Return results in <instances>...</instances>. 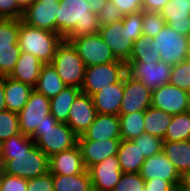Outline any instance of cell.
Segmentation results:
<instances>
[{
  "label": "cell",
  "mask_w": 190,
  "mask_h": 191,
  "mask_svg": "<svg viewBox=\"0 0 190 191\" xmlns=\"http://www.w3.org/2000/svg\"><path fill=\"white\" fill-rule=\"evenodd\" d=\"M56 17V33L65 41L99 33L97 15L89 11L85 0H60Z\"/></svg>",
  "instance_id": "1"
},
{
  "label": "cell",
  "mask_w": 190,
  "mask_h": 191,
  "mask_svg": "<svg viewBox=\"0 0 190 191\" xmlns=\"http://www.w3.org/2000/svg\"><path fill=\"white\" fill-rule=\"evenodd\" d=\"M49 157L34 144L27 152L0 154L2 172L26 180L49 172Z\"/></svg>",
  "instance_id": "2"
},
{
  "label": "cell",
  "mask_w": 190,
  "mask_h": 191,
  "mask_svg": "<svg viewBox=\"0 0 190 191\" xmlns=\"http://www.w3.org/2000/svg\"><path fill=\"white\" fill-rule=\"evenodd\" d=\"M63 40L58 33L29 26L20 19L18 45L21 52L36 56L43 64L52 62Z\"/></svg>",
  "instance_id": "3"
},
{
  "label": "cell",
  "mask_w": 190,
  "mask_h": 191,
  "mask_svg": "<svg viewBox=\"0 0 190 191\" xmlns=\"http://www.w3.org/2000/svg\"><path fill=\"white\" fill-rule=\"evenodd\" d=\"M30 137L48 157L72 148L77 144L78 138L67 123L58 122L51 113L49 120L37 127Z\"/></svg>",
  "instance_id": "4"
},
{
  "label": "cell",
  "mask_w": 190,
  "mask_h": 191,
  "mask_svg": "<svg viewBox=\"0 0 190 191\" xmlns=\"http://www.w3.org/2000/svg\"><path fill=\"white\" fill-rule=\"evenodd\" d=\"M51 65L66 86L81 88L86 66L70 42L63 40L57 47Z\"/></svg>",
  "instance_id": "5"
},
{
  "label": "cell",
  "mask_w": 190,
  "mask_h": 191,
  "mask_svg": "<svg viewBox=\"0 0 190 191\" xmlns=\"http://www.w3.org/2000/svg\"><path fill=\"white\" fill-rule=\"evenodd\" d=\"M127 74V64L113 61L97 66H87L81 86V93L92 96L96 92L119 82Z\"/></svg>",
  "instance_id": "6"
},
{
  "label": "cell",
  "mask_w": 190,
  "mask_h": 191,
  "mask_svg": "<svg viewBox=\"0 0 190 191\" xmlns=\"http://www.w3.org/2000/svg\"><path fill=\"white\" fill-rule=\"evenodd\" d=\"M20 19L0 18V76H9L21 54L18 45Z\"/></svg>",
  "instance_id": "7"
},
{
  "label": "cell",
  "mask_w": 190,
  "mask_h": 191,
  "mask_svg": "<svg viewBox=\"0 0 190 191\" xmlns=\"http://www.w3.org/2000/svg\"><path fill=\"white\" fill-rule=\"evenodd\" d=\"M187 37L167 24L151 40L152 52L160 53V60L170 65L187 60Z\"/></svg>",
  "instance_id": "8"
},
{
  "label": "cell",
  "mask_w": 190,
  "mask_h": 191,
  "mask_svg": "<svg viewBox=\"0 0 190 191\" xmlns=\"http://www.w3.org/2000/svg\"><path fill=\"white\" fill-rule=\"evenodd\" d=\"M68 42L76 49L86 67L119 61L99 33L70 38Z\"/></svg>",
  "instance_id": "9"
},
{
  "label": "cell",
  "mask_w": 190,
  "mask_h": 191,
  "mask_svg": "<svg viewBox=\"0 0 190 191\" xmlns=\"http://www.w3.org/2000/svg\"><path fill=\"white\" fill-rule=\"evenodd\" d=\"M49 114L50 99L34 89L25 106L18 113L20 132L30 137L37 127L49 120Z\"/></svg>",
  "instance_id": "10"
},
{
  "label": "cell",
  "mask_w": 190,
  "mask_h": 191,
  "mask_svg": "<svg viewBox=\"0 0 190 191\" xmlns=\"http://www.w3.org/2000/svg\"><path fill=\"white\" fill-rule=\"evenodd\" d=\"M127 74L151 91L169 84L172 65L164 62H127Z\"/></svg>",
  "instance_id": "11"
},
{
  "label": "cell",
  "mask_w": 190,
  "mask_h": 191,
  "mask_svg": "<svg viewBox=\"0 0 190 191\" xmlns=\"http://www.w3.org/2000/svg\"><path fill=\"white\" fill-rule=\"evenodd\" d=\"M190 93L173 85L167 84L152 90L151 106L171 115L189 111Z\"/></svg>",
  "instance_id": "12"
},
{
  "label": "cell",
  "mask_w": 190,
  "mask_h": 191,
  "mask_svg": "<svg viewBox=\"0 0 190 191\" xmlns=\"http://www.w3.org/2000/svg\"><path fill=\"white\" fill-rule=\"evenodd\" d=\"M99 34L103 41L112 50L114 57L127 63L131 57L133 41L122 20L100 27Z\"/></svg>",
  "instance_id": "13"
},
{
  "label": "cell",
  "mask_w": 190,
  "mask_h": 191,
  "mask_svg": "<svg viewBox=\"0 0 190 191\" xmlns=\"http://www.w3.org/2000/svg\"><path fill=\"white\" fill-rule=\"evenodd\" d=\"M151 99L152 91L126 74L124 76V93L119 115L145 111L151 106Z\"/></svg>",
  "instance_id": "14"
},
{
  "label": "cell",
  "mask_w": 190,
  "mask_h": 191,
  "mask_svg": "<svg viewBox=\"0 0 190 191\" xmlns=\"http://www.w3.org/2000/svg\"><path fill=\"white\" fill-rule=\"evenodd\" d=\"M87 171L93 191H113L123 174L117 155L105 158L100 163L90 166Z\"/></svg>",
  "instance_id": "15"
},
{
  "label": "cell",
  "mask_w": 190,
  "mask_h": 191,
  "mask_svg": "<svg viewBox=\"0 0 190 191\" xmlns=\"http://www.w3.org/2000/svg\"><path fill=\"white\" fill-rule=\"evenodd\" d=\"M120 143L121 139L95 141L86 139L83 135L78 136L77 144L81 150L86 170L109 156L117 155Z\"/></svg>",
  "instance_id": "16"
},
{
  "label": "cell",
  "mask_w": 190,
  "mask_h": 191,
  "mask_svg": "<svg viewBox=\"0 0 190 191\" xmlns=\"http://www.w3.org/2000/svg\"><path fill=\"white\" fill-rule=\"evenodd\" d=\"M139 173L144 180L158 177L169 181L174 187L182 184V176L163 151L146 158Z\"/></svg>",
  "instance_id": "17"
},
{
  "label": "cell",
  "mask_w": 190,
  "mask_h": 191,
  "mask_svg": "<svg viewBox=\"0 0 190 191\" xmlns=\"http://www.w3.org/2000/svg\"><path fill=\"white\" fill-rule=\"evenodd\" d=\"M96 115L92 96L80 93L71 105L66 123L77 136H80L89 128Z\"/></svg>",
  "instance_id": "18"
},
{
  "label": "cell",
  "mask_w": 190,
  "mask_h": 191,
  "mask_svg": "<svg viewBox=\"0 0 190 191\" xmlns=\"http://www.w3.org/2000/svg\"><path fill=\"white\" fill-rule=\"evenodd\" d=\"M58 3L49 4L35 0L22 16V21L32 27L56 33Z\"/></svg>",
  "instance_id": "19"
},
{
  "label": "cell",
  "mask_w": 190,
  "mask_h": 191,
  "mask_svg": "<svg viewBox=\"0 0 190 191\" xmlns=\"http://www.w3.org/2000/svg\"><path fill=\"white\" fill-rule=\"evenodd\" d=\"M48 165L52 175H77L86 170L78 144L49 157Z\"/></svg>",
  "instance_id": "20"
},
{
  "label": "cell",
  "mask_w": 190,
  "mask_h": 191,
  "mask_svg": "<svg viewBox=\"0 0 190 191\" xmlns=\"http://www.w3.org/2000/svg\"><path fill=\"white\" fill-rule=\"evenodd\" d=\"M160 14L181 35H190V0H169Z\"/></svg>",
  "instance_id": "21"
},
{
  "label": "cell",
  "mask_w": 190,
  "mask_h": 191,
  "mask_svg": "<svg viewBox=\"0 0 190 191\" xmlns=\"http://www.w3.org/2000/svg\"><path fill=\"white\" fill-rule=\"evenodd\" d=\"M124 93V77L92 95L94 107L99 114L119 115Z\"/></svg>",
  "instance_id": "22"
},
{
  "label": "cell",
  "mask_w": 190,
  "mask_h": 191,
  "mask_svg": "<svg viewBox=\"0 0 190 191\" xmlns=\"http://www.w3.org/2000/svg\"><path fill=\"white\" fill-rule=\"evenodd\" d=\"M89 140L121 139L119 116L99 114L82 134Z\"/></svg>",
  "instance_id": "23"
},
{
  "label": "cell",
  "mask_w": 190,
  "mask_h": 191,
  "mask_svg": "<svg viewBox=\"0 0 190 191\" xmlns=\"http://www.w3.org/2000/svg\"><path fill=\"white\" fill-rule=\"evenodd\" d=\"M43 63L30 53L21 52L9 77L35 88Z\"/></svg>",
  "instance_id": "24"
},
{
  "label": "cell",
  "mask_w": 190,
  "mask_h": 191,
  "mask_svg": "<svg viewBox=\"0 0 190 191\" xmlns=\"http://www.w3.org/2000/svg\"><path fill=\"white\" fill-rule=\"evenodd\" d=\"M34 90L30 85L17 81L9 76H4V93L6 109L19 113L25 106L30 93Z\"/></svg>",
  "instance_id": "25"
},
{
  "label": "cell",
  "mask_w": 190,
  "mask_h": 191,
  "mask_svg": "<svg viewBox=\"0 0 190 191\" xmlns=\"http://www.w3.org/2000/svg\"><path fill=\"white\" fill-rule=\"evenodd\" d=\"M162 151L182 177L190 172V140L163 141Z\"/></svg>",
  "instance_id": "26"
},
{
  "label": "cell",
  "mask_w": 190,
  "mask_h": 191,
  "mask_svg": "<svg viewBox=\"0 0 190 191\" xmlns=\"http://www.w3.org/2000/svg\"><path fill=\"white\" fill-rule=\"evenodd\" d=\"M117 158L123 173H139L146 159L132 140H121Z\"/></svg>",
  "instance_id": "27"
},
{
  "label": "cell",
  "mask_w": 190,
  "mask_h": 191,
  "mask_svg": "<svg viewBox=\"0 0 190 191\" xmlns=\"http://www.w3.org/2000/svg\"><path fill=\"white\" fill-rule=\"evenodd\" d=\"M65 87H67L62 79L58 76L57 70L51 63L43 64L40 70L38 82L35 90L51 99L57 96Z\"/></svg>",
  "instance_id": "28"
},
{
  "label": "cell",
  "mask_w": 190,
  "mask_h": 191,
  "mask_svg": "<svg viewBox=\"0 0 190 191\" xmlns=\"http://www.w3.org/2000/svg\"><path fill=\"white\" fill-rule=\"evenodd\" d=\"M81 93V89L73 86L65 87L57 96L50 99V113L58 121L66 123L71 105Z\"/></svg>",
  "instance_id": "29"
},
{
  "label": "cell",
  "mask_w": 190,
  "mask_h": 191,
  "mask_svg": "<svg viewBox=\"0 0 190 191\" xmlns=\"http://www.w3.org/2000/svg\"><path fill=\"white\" fill-rule=\"evenodd\" d=\"M173 115L150 106L144 111L145 133L163 139Z\"/></svg>",
  "instance_id": "30"
},
{
  "label": "cell",
  "mask_w": 190,
  "mask_h": 191,
  "mask_svg": "<svg viewBox=\"0 0 190 191\" xmlns=\"http://www.w3.org/2000/svg\"><path fill=\"white\" fill-rule=\"evenodd\" d=\"M55 191H93L88 171L77 175H52Z\"/></svg>",
  "instance_id": "31"
},
{
  "label": "cell",
  "mask_w": 190,
  "mask_h": 191,
  "mask_svg": "<svg viewBox=\"0 0 190 191\" xmlns=\"http://www.w3.org/2000/svg\"><path fill=\"white\" fill-rule=\"evenodd\" d=\"M120 120L121 140H133L145 133L144 111L118 115Z\"/></svg>",
  "instance_id": "32"
},
{
  "label": "cell",
  "mask_w": 190,
  "mask_h": 191,
  "mask_svg": "<svg viewBox=\"0 0 190 191\" xmlns=\"http://www.w3.org/2000/svg\"><path fill=\"white\" fill-rule=\"evenodd\" d=\"M190 140V111L173 115L163 141Z\"/></svg>",
  "instance_id": "33"
},
{
  "label": "cell",
  "mask_w": 190,
  "mask_h": 191,
  "mask_svg": "<svg viewBox=\"0 0 190 191\" xmlns=\"http://www.w3.org/2000/svg\"><path fill=\"white\" fill-rule=\"evenodd\" d=\"M152 37L142 34L133 42L131 57L128 62H158L160 61V53L152 52Z\"/></svg>",
  "instance_id": "34"
},
{
  "label": "cell",
  "mask_w": 190,
  "mask_h": 191,
  "mask_svg": "<svg viewBox=\"0 0 190 191\" xmlns=\"http://www.w3.org/2000/svg\"><path fill=\"white\" fill-rule=\"evenodd\" d=\"M35 144L34 140L22 133L9 137L0 144V154H19L27 152Z\"/></svg>",
  "instance_id": "35"
},
{
  "label": "cell",
  "mask_w": 190,
  "mask_h": 191,
  "mask_svg": "<svg viewBox=\"0 0 190 191\" xmlns=\"http://www.w3.org/2000/svg\"><path fill=\"white\" fill-rule=\"evenodd\" d=\"M21 133L18 113L7 109L0 111V144L9 137Z\"/></svg>",
  "instance_id": "36"
},
{
  "label": "cell",
  "mask_w": 190,
  "mask_h": 191,
  "mask_svg": "<svg viewBox=\"0 0 190 191\" xmlns=\"http://www.w3.org/2000/svg\"><path fill=\"white\" fill-rule=\"evenodd\" d=\"M170 85L178 87L190 93V61L185 60L179 64L172 65Z\"/></svg>",
  "instance_id": "37"
},
{
  "label": "cell",
  "mask_w": 190,
  "mask_h": 191,
  "mask_svg": "<svg viewBox=\"0 0 190 191\" xmlns=\"http://www.w3.org/2000/svg\"><path fill=\"white\" fill-rule=\"evenodd\" d=\"M139 148L145 158H150L154 154L162 152L163 139L152 136L148 133L140 134L132 140Z\"/></svg>",
  "instance_id": "38"
},
{
  "label": "cell",
  "mask_w": 190,
  "mask_h": 191,
  "mask_svg": "<svg viewBox=\"0 0 190 191\" xmlns=\"http://www.w3.org/2000/svg\"><path fill=\"white\" fill-rule=\"evenodd\" d=\"M142 25V34L154 38L158 35L166 23L160 12L143 11Z\"/></svg>",
  "instance_id": "39"
},
{
  "label": "cell",
  "mask_w": 190,
  "mask_h": 191,
  "mask_svg": "<svg viewBox=\"0 0 190 191\" xmlns=\"http://www.w3.org/2000/svg\"><path fill=\"white\" fill-rule=\"evenodd\" d=\"M140 173H123L113 191H146Z\"/></svg>",
  "instance_id": "40"
},
{
  "label": "cell",
  "mask_w": 190,
  "mask_h": 191,
  "mask_svg": "<svg viewBox=\"0 0 190 191\" xmlns=\"http://www.w3.org/2000/svg\"><path fill=\"white\" fill-rule=\"evenodd\" d=\"M123 19L124 15L122 14V12L110 0L97 14V20L100 27L112 24L113 22H117Z\"/></svg>",
  "instance_id": "41"
},
{
  "label": "cell",
  "mask_w": 190,
  "mask_h": 191,
  "mask_svg": "<svg viewBox=\"0 0 190 191\" xmlns=\"http://www.w3.org/2000/svg\"><path fill=\"white\" fill-rule=\"evenodd\" d=\"M143 11L125 15L122 20L123 26L128 30L131 40L134 42L142 35Z\"/></svg>",
  "instance_id": "42"
},
{
  "label": "cell",
  "mask_w": 190,
  "mask_h": 191,
  "mask_svg": "<svg viewBox=\"0 0 190 191\" xmlns=\"http://www.w3.org/2000/svg\"><path fill=\"white\" fill-rule=\"evenodd\" d=\"M0 191H27V180L2 172L0 177Z\"/></svg>",
  "instance_id": "43"
},
{
  "label": "cell",
  "mask_w": 190,
  "mask_h": 191,
  "mask_svg": "<svg viewBox=\"0 0 190 191\" xmlns=\"http://www.w3.org/2000/svg\"><path fill=\"white\" fill-rule=\"evenodd\" d=\"M27 191H55L51 173L27 180Z\"/></svg>",
  "instance_id": "44"
},
{
  "label": "cell",
  "mask_w": 190,
  "mask_h": 191,
  "mask_svg": "<svg viewBox=\"0 0 190 191\" xmlns=\"http://www.w3.org/2000/svg\"><path fill=\"white\" fill-rule=\"evenodd\" d=\"M23 11L18 7L16 0H0L1 19H21Z\"/></svg>",
  "instance_id": "45"
},
{
  "label": "cell",
  "mask_w": 190,
  "mask_h": 191,
  "mask_svg": "<svg viewBox=\"0 0 190 191\" xmlns=\"http://www.w3.org/2000/svg\"><path fill=\"white\" fill-rule=\"evenodd\" d=\"M122 12L129 15L131 13L143 11L142 0H110Z\"/></svg>",
  "instance_id": "46"
},
{
  "label": "cell",
  "mask_w": 190,
  "mask_h": 191,
  "mask_svg": "<svg viewBox=\"0 0 190 191\" xmlns=\"http://www.w3.org/2000/svg\"><path fill=\"white\" fill-rule=\"evenodd\" d=\"M174 186L166 180L160 178H153L145 180L144 189L146 191H174Z\"/></svg>",
  "instance_id": "47"
},
{
  "label": "cell",
  "mask_w": 190,
  "mask_h": 191,
  "mask_svg": "<svg viewBox=\"0 0 190 191\" xmlns=\"http://www.w3.org/2000/svg\"><path fill=\"white\" fill-rule=\"evenodd\" d=\"M169 0H142L143 11L161 12Z\"/></svg>",
  "instance_id": "48"
},
{
  "label": "cell",
  "mask_w": 190,
  "mask_h": 191,
  "mask_svg": "<svg viewBox=\"0 0 190 191\" xmlns=\"http://www.w3.org/2000/svg\"><path fill=\"white\" fill-rule=\"evenodd\" d=\"M89 6V11L98 14L109 0H85Z\"/></svg>",
  "instance_id": "49"
},
{
  "label": "cell",
  "mask_w": 190,
  "mask_h": 191,
  "mask_svg": "<svg viewBox=\"0 0 190 191\" xmlns=\"http://www.w3.org/2000/svg\"><path fill=\"white\" fill-rule=\"evenodd\" d=\"M5 109L4 76H0V111Z\"/></svg>",
  "instance_id": "50"
},
{
  "label": "cell",
  "mask_w": 190,
  "mask_h": 191,
  "mask_svg": "<svg viewBox=\"0 0 190 191\" xmlns=\"http://www.w3.org/2000/svg\"><path fill=\"white\" fill-rule=\"evenodd\" d=\"M35 0H16L18 7L24 12Z\"/></svg>",
  "instance_id": "51"
},
{
  "label": "cell",
  "mask_w": 190,
  "mask_h": 191,
  "mask_svg": "<svg viewBox=\"0 0 190 191\" xmlns=\"http://www.w3.org/2000/svg\"><path fill=\"white\" fill-rule=\"evenodd\" d=\"M181 185L190 191V172L186 173L182 177V184Z\"/></svg>",
  "instance_id": "52"
},
{
  "label": "cell",
  "mask_w": 190,
  "mask_h": 191,
  "mask_svg": "<svg viewBox=\"0 0 190 191\" xmlns=\"http://www.w3.org/2000/svg\"><path fill=\"white\" fill-rule=\"evenodd\" d=\"M187 60L190 61V35L187 37Z\"/></svg>",
  "instance_id": "53"
},
{
  "label": "cell",
  "mask_w": 190,
  "mask_h": 191,
  "mask_svg": "<svg viewBox=\"0 0 190 191\" xmlns=\"http://www.w3.org/2000/svg\"><path fill=\"white\" fill-rule=\"evenodd\" d=\"M174 191H189L184 186L179 185L174 188Z\"/></svg>",
  "instance_id": "54"
},
{
  "label": "cell",
  "mask_w": 190,
  "mask_h": 191,
  "mask_svg": "<svg viewBox=\"0 0 190 191\" xmlns=\"http://www.w3.org/2000/svg\"><path fill=\"white\" fill-rule=\"evenodd\" d=\"M37 1L46 2L49 4H54V3H58L60 0H37Z\"/></svg>",
  "instance_id": "55"
},
{
  "label": "cell",
  "mask_w": 190,
  "mask_h": 191,
  "mask_svg": "<svg viewBox=\"0 0 190 191\" xmlns=\"http://www.w3.org/2000/svg\"><path fill=\"white\" fill-rule=\"evenodd\" d=\"M1 174H2V166L0 165V177H1Z\"/></svg>",
  "instance_id": "56"
},
{
  "label": "cell",
  "mask_w": 190,
  "mask_h": 191,
  "mask_svg": "<svg viewBox=\"0 0 190 191\" xmlns=\"http://www.w3.org/2000/svg\"><path fill=\"white\" fill-rule=\"evenodd\" d=\"M189 111H190V95H189Z\"/></svg>",
  "instance_id": "57"
}]
</instances>
